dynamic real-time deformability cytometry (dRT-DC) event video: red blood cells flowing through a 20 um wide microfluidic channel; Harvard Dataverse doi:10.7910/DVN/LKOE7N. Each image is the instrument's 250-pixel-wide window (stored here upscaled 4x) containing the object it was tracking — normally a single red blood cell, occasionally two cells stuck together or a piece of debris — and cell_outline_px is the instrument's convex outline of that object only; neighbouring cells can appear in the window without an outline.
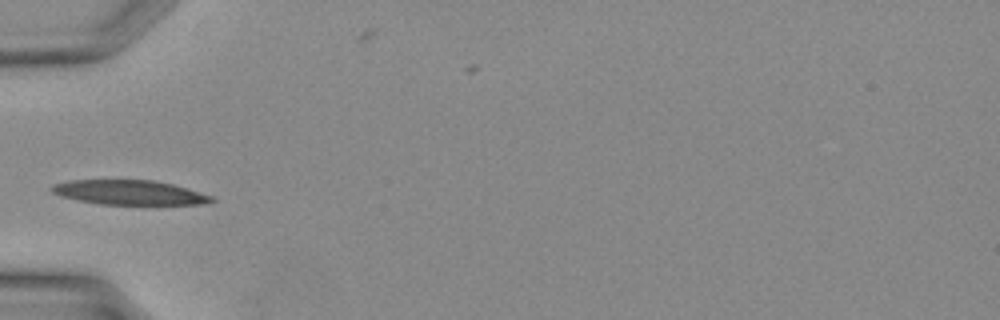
{"species": "Egyptian fruit bat (a non-hibernating species)", "species_latin": "Rousettus aegyptiacus", "temperature_condition": "warm", "stored_images_in_passage": 23, "camera_frame_rate_fps": 3000, "um_per_image_px": 0.085, "animal": {"sex": "female"}, "frame": {"image": 1, "passage_image": 1, "time_ms": 0.0, "image_size_px": [1000, 320], "cell_outline_px": [[216, 200], [208, 204], [100, 204], [60, 196], [52, 192], [52, 184], [68, 180], [152, 180], [172, 184], [188, 188], [212, 196]], "centroid_in_image_um": [11.02, 16.35], "position_along_channel_um": 74.0, "area_um2": 22.77}}
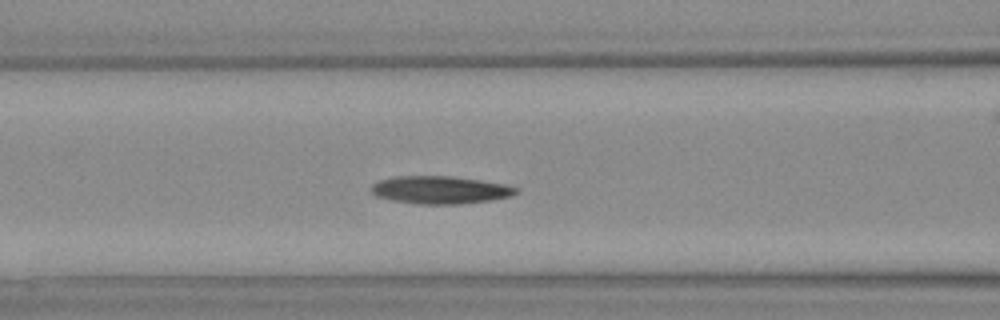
{"frame": {"image": 2, "passage_image": 4, "time_ms": 1.0, "image_size_px": [1000, 320], "cell_outline_px": [[516, 192], [508, 196], [488, 200], [456, 204], [420, 204], [392, 200], [376, 196], [368, 188], [372, 184], [380, 180], [392, 176], [452, 176], [480, 180], [504, 184], [516, 188]], "centroid_in_image_um": [37.31, 16.13], "position_along_channel_um": 129.3, "area_um2": 23.12}}